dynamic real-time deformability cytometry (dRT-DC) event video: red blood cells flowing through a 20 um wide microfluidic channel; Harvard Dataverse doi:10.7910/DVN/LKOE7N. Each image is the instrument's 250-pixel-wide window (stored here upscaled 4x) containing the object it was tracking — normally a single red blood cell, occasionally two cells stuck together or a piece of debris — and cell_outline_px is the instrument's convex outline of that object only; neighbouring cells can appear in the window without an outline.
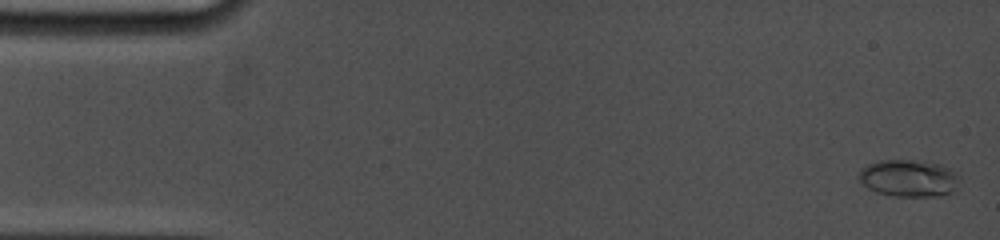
{"species": "common noctule bat (a hibernating species)", "species_latin": "Nyctalus noctula", "temperature_condition": "cold", "stored_images_in_passage": 35, "camera_frame_rate_fps": 5000, "um_per_image_px": 0.085, "animal": {"sex": "female", "body_mass_g": 19.0, "forearm_length_mm": 53.3}, "frame": {"image": 1, "passage_image": 1, "time_ms": 0.0, "image_size_px": [1000, 240], "cell_outline_px": [[960, 180], [952, 192], [936, 196], [896, 196], [876, 192], [868, 188], [860, 180], [860, 168], [868, 164], [880, 160], [908, 160], [940, 164], [956, 172], [960, 176]], "centroid_in_image_um": [77.25, 15.14], "position_along_channel_um": 7.7, "area_um2": 21.56}}
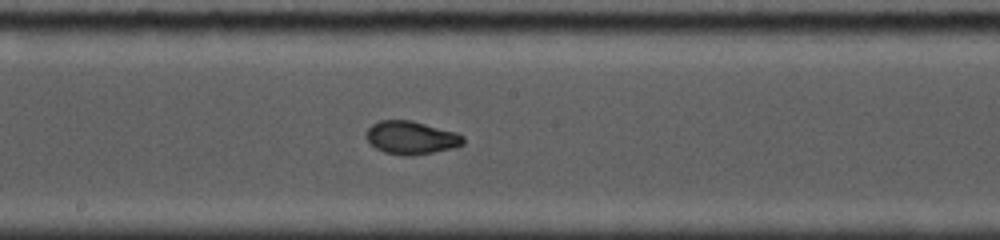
{"frame": {"image": 2, "passage_image": 21, "time_ms": 8.8, "image_size_px": [1000, 240], "cell_outline_px": [[464, 144], [452, 148], [412, 156], [404, 156], [384, 152], [368, 144], [364, 136], [368, 128], [372, 124], [380, 120], [412, 120], [456, 132], [464, 136]], "centroid_in_image_um": [34.91, 11.7], "position_along_channel_um": 213.3, "area_um2": 18.96}}
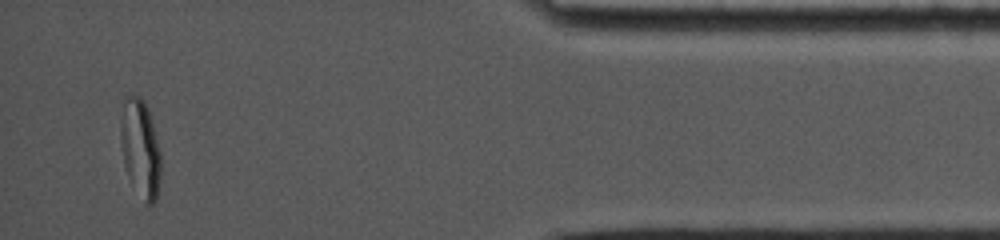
{"frame": {"image": 3, "passage_image": 35, "time_ms": 15.4, "image_size_px": [1000, 240], "cell_outline_px": [[160, 176], [156, 200], [152, 204], [144, 204], [128, 176], [124, 164], [120, 136], [120, 120], [124, 96], [140, 96], [144, 100], [152, 124], [160, 152]], "centroid_in_image_um": [11.91, 12.62], "position_along_channel_um": 423.3, "area_um2": 22.77}, "authors_computed_cell_mechanics": {"area_um2": 18.8428, "velocity_mm_per_s": 3.8007, "shape_relaxation_time_tau1_ms": 7.8431, "shape_relaxation_time_tau2_ms": null, "deformation_change_tau1": 0.2322, "deformation_change_tau2": null}}